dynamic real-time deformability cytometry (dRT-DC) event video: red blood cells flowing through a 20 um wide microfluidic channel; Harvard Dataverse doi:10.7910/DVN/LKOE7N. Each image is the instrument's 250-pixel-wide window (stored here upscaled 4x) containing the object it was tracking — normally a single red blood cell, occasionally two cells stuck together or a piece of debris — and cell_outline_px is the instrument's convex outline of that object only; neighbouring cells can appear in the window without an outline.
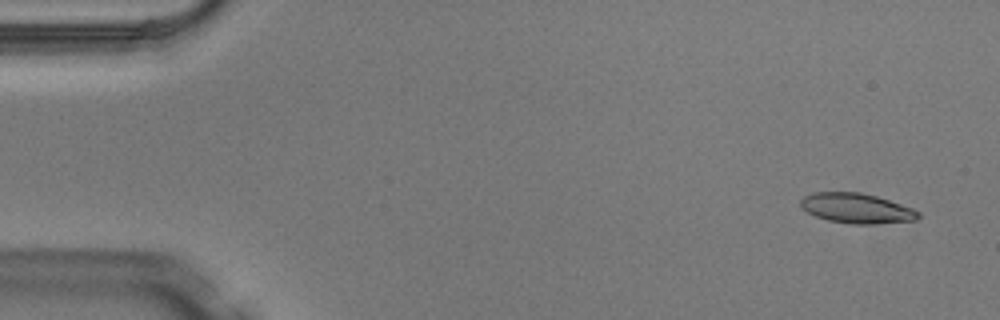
{"species": "Egyptian fruit bat (a non-hibernating species)", "species_latin": "Rousettus aegyptiacus", "temperature_condition": "warm", "stored_images_in_passage": 4, "camera_frame_rate_fps": 3000, "um_per_image_px": 0.085, "animal": {"sex": "male"}, "frame": {"image": 1, "passage_image": 1, "time_ms": 0.0, "image_size_px": [1000, 320], "cell_outline_px": [[920, 216], [916, 220], [872, 224], [852, 224], [828, 220], [816, 216], [808, 212], [800, 204], [800, 200], [804, 196], [812, 192], [860, 192], [876, 196], [912, 208], [920, 212]], "centroid_in_image_um": [72.81, 17.7], "position_along_channel_um": 12.2, "area_um2": 20.4}}
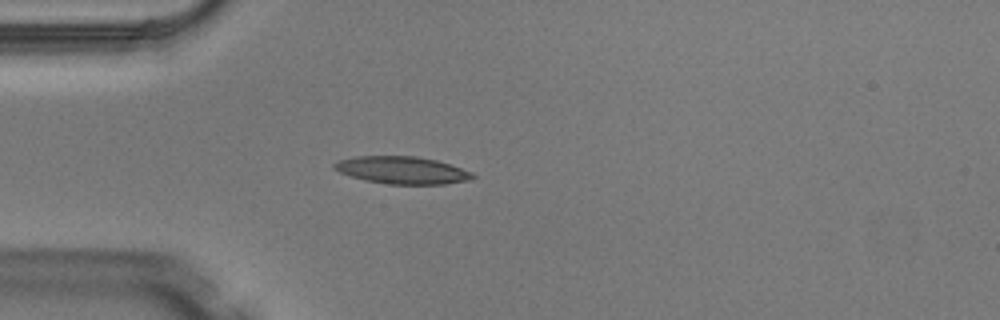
{"frame": {"image": 2, "passage_image": 4, "time_ms": 1.0, "image_size_px": [1000, 320], "cell_outline_px": [[476, 176], [468, 180], [444, 184], [388, 184], [368, 180], [352, 176], [340, 172], [332, 168], [332, 164], [340, 160], [356, 156], [416, 156], [436, 160], [472, 172]], "centroid_in_image_um": [34.17, 14.46], "position_along_channel_um": 50.8, "area_um2": 21.79}}